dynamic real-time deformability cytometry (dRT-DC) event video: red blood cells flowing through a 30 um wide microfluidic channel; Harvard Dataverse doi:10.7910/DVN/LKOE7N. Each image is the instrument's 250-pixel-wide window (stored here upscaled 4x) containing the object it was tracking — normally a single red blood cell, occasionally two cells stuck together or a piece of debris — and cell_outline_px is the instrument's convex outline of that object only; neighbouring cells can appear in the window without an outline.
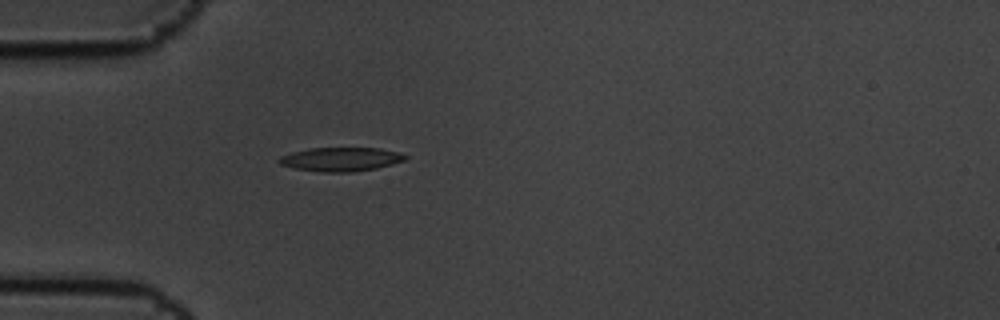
{"species": "common noctule bat (a hibernating species)", "species_latin": "Nyctalus noctula", "temperature_condition": "cold", "stored_images_in_passage": 1, "camera_frame_rate_fps": 3000, "um_per_image_px": 0.085, "animal": {"sex": "male", "body_mass_g": 19.5, "forearm_length_mm": 54.6}, "frame": {"image": 1, "passage_image": 1, "time_ms": 0.0, "image_size_px": [1000, 320], "cell_outline_px": [[408, 156], [404, 160], [392, 164], [376, 168], [352, 172], [320, 172], [296, 168], [280, 164], [276, 160], [280, 156], [292, 152], [308, 148], [380, 148], [396, 152]], "centroid_in_image_um": [28.93, 13.53], "position_along_channel_um": 56.1, "area_um2": 17.46}}